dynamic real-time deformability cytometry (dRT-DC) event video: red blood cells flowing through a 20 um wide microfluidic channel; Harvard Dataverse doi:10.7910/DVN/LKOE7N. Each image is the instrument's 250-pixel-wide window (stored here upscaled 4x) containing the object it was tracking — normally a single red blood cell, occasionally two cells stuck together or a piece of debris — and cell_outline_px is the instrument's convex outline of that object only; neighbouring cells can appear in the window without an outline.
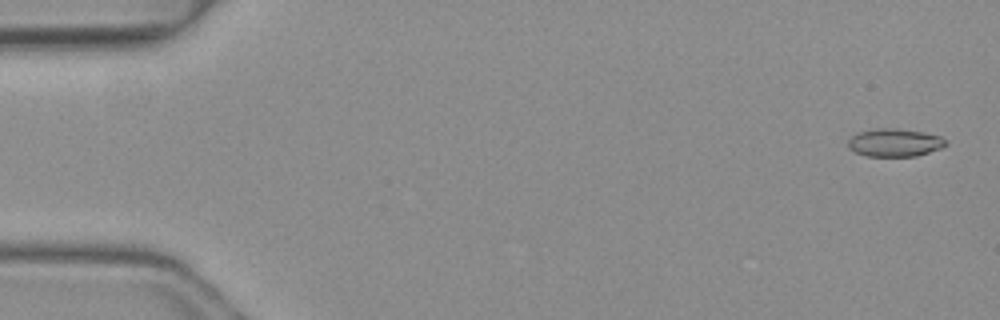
{"species": "common noctule bat (a hibernating species)", "species_latin": "Nyctalus noctula", "temperature_condition": "warm", "stored_images_in_passage": 10, "camera_frame_rate_fps": 3000, "um_per_image_px": 0.085, "animal": {"sex": "female", "body_mass_g": 19.3, "forearm_length_mm": 54.1}, "frame": {"image": 1, "passage_image": 2, "time_ms": 0.333, "image_size_px": [1000, 320], "cell_outline_px": [[948, 144], [944, 148], [916, 156], [868, 156], [856, 152], [848, 148], [848, 140], [856, 132], [876, 128], [896, 128], [920, 132], [940, 136]], "centroid_in_image_um": [76.04, 12.12], "position_along_channel_um": 9.0, "area_um2": 15.95}}